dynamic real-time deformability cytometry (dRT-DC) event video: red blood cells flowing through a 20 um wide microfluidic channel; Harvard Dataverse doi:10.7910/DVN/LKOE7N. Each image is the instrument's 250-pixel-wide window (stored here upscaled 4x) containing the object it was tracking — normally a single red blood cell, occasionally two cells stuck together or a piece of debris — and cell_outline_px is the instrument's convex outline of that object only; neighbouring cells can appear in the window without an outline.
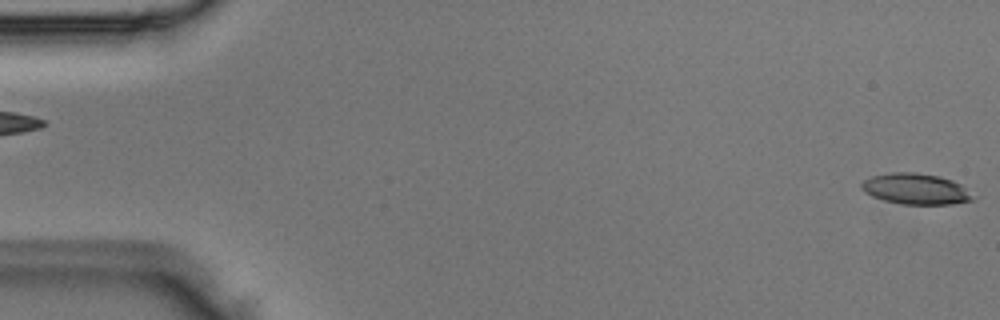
{"species": "Egyptian fruit bat (a non-hibernating species)", "species_latin": "Rousettus aegyptiacus", "temperature_condition": "room temperature", "stored_images_in_passage": 3, "segment_of_instrument_passage": [2, 2], "camera_frame_rate_fps": 3000, "um_per_image_px": 0.085, "animal": {"sex": "male"}, "frame": {"image": 1, "passage_image": 3, "time_ms": 0.667, "image_size_px": [1000, 320], "cell_outline_px": [[972, 200], [952, 204], [904, 204], [884, 200], [872, 196], [864, 192], [860, 188], [860, 184], [864, 180], [872, 176], [892, 172], [916, 172], [940, 176], [952, 180], [960, 184], [964, 188]], "centroid_in_image_um": [77.76, 16.04], "position_along_channel_um": 7.2, "area_um2": 19.77}}